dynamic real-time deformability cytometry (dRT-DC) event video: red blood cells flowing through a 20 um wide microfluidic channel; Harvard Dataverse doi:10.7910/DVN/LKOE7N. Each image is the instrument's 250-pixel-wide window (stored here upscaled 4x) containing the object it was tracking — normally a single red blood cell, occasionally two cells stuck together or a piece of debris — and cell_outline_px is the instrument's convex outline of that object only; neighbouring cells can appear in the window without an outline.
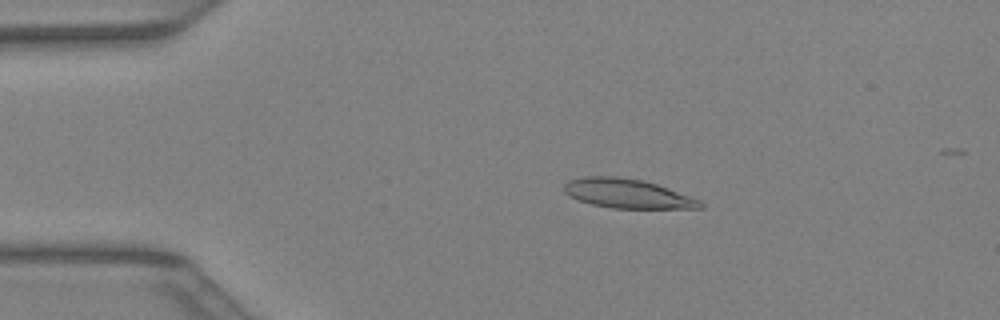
{"species": "Egyptian fruit bat (a non-hibernating species)", "species_latin": "Rousettus aegyptiacus", "temperature_condition": "warm", "stored_images_in_passage": 36, "camera_frame_rate_fps": 3000, "um_per_image_px": 0.085, "animal": {"sex": "female"}, "frame": {"image": 1, "passage_image": 3, "time_ms": 0.667, "image_size_px": [1000, 320], "cell_outline_px": [[704, 208], [612, 208], [592, 204], [580, 200], [564, 192], [564, 184], [568, 180], [584, 176], [616, 176], [644, 180], [668, 188], [700, 200], [704, 204]], "centroid_in_image_um": [53.33, 16.44], "position_along_channel_um": 31.7, "area_um2": 23.06}}
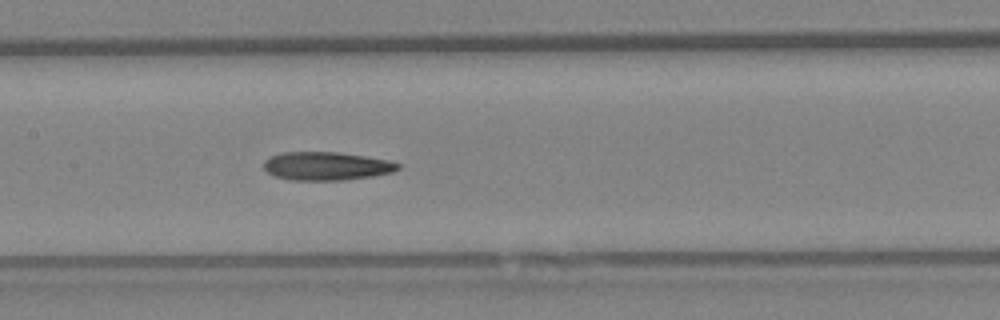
{"frame": {"image": 2, "passage_image": 15, "time_ms": 4.667, "image_size_px": [1000, 320], "cell_outline_px": [[400, 168], [392, 172], [372, 176], [344, 180], [288, 180], [276, 176], [268, 172], [264, 168], [264, 160], [280, 152], [340, 152], [388, 160], [400, 164]], "centroid_in_image_um": [27.74, 14.11], "position_along_channel_um": 179.7, "area_um2": 22.14}}
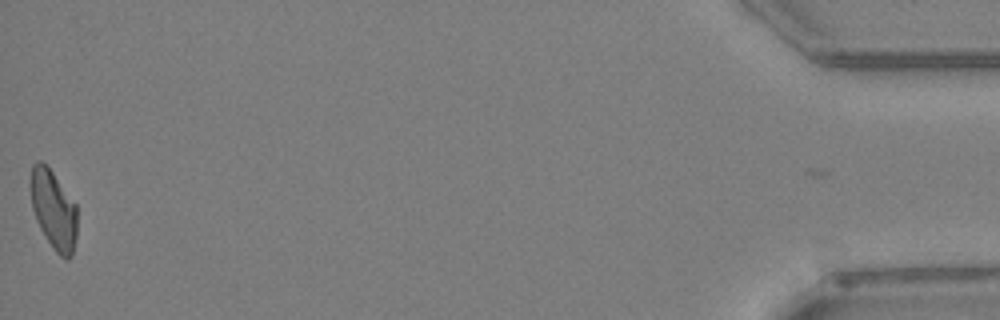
{"frame": {"image": 3, "passage_image": 36, "time_ms": 11.667, "image_size_px": [1000, 320], "cell_outline_px": [[76, 236], [72, 256], [68, 260], [64, 260], [56, 252], [44, 236], [36, 220], [32, 208], [32, 164], [36, 160], [40, 160], [52, 172], [76, 204]], "centroid_in_image_um": [4.57, 17.88], "position_along_channel_um": 430.6, "area_um2": 21.1}}